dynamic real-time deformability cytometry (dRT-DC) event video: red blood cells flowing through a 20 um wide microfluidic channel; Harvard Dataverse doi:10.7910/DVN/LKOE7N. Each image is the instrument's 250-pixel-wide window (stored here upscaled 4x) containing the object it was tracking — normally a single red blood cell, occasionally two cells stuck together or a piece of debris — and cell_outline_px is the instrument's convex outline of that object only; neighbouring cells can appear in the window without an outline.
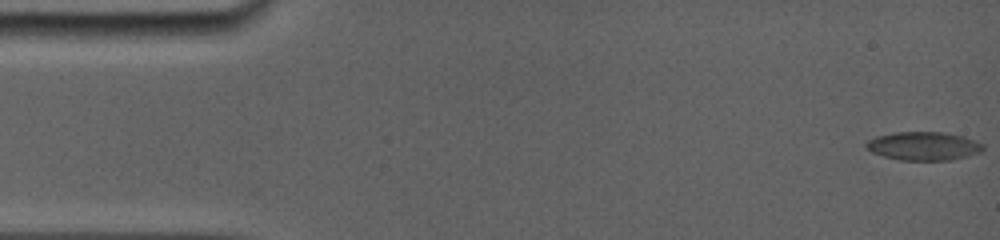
{"species": "common noctule bat (a hibernating species)", "species_latin": "Nyctalus noctula", "temperature_condition": "room temperature", "stored_images_in_passage": 17, "camera_frame_rate_fps": 5000, "um_per_image_px": 0.085, "animal": {"sex": "female", "body_mass_g": 19.0, "forearm_length_mm": 56.7}, "frame": {"image": 1, "passage_image": 1, "time_ms": 0.0, "image_size_px": [1000, 240], "cell_outline_px": [[984, 148], [980, 152], [952, 160], [900, 160], [884, 156], [872, 152], [864, 148], [864, 144], [868, 140], [876, 136], [896, 132], [944, 132], [964, 136], [984, 144]], "centroid_in_image_um": [78.49, 12.41], "position_along_channel_um": 6.5, "area_um2": 19.48}}
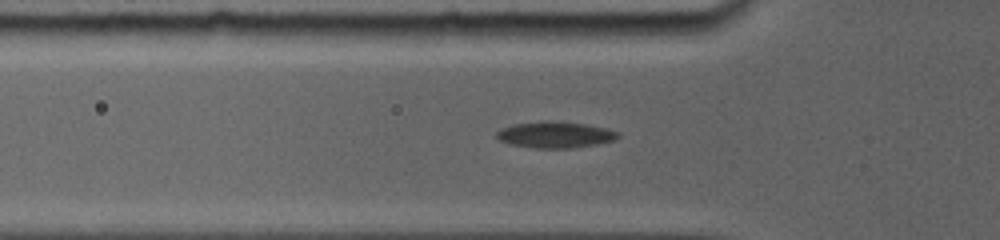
{"frame": {"image": 2, "passage_image": 15, "time_ms": 5.2, "image_size_px": [1000, 240], "cell_outline_px": [[620, 136], [616, 140], [596, 144], [572, 148], [536, 148], [508, 144], [500, 140], [496, 136], [496, 132], [512, 124], [540, 120], [552, 120], [584, 124], [608, 128], [620, 132]], "centroid_in_image_um": [47.21, 11.44], "position_along_channel_um": 78.6, "area_um2": 18.84}}
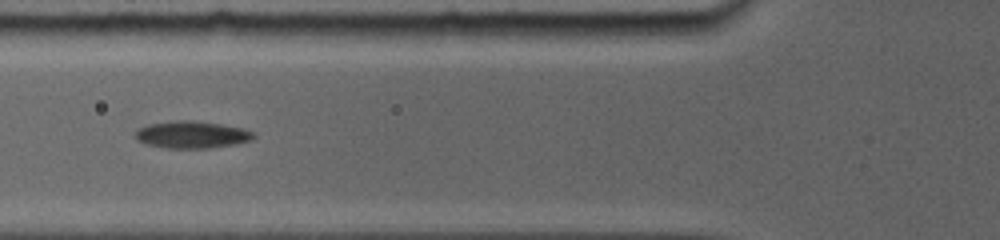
{"frame": {"image": 3, "passage_image": 17, "time_ms": 6.0, "image_size_px": [1000, 240], "cell_outline_px": [[256, 136], [252, 140], [236, 144], [212, 148], [168, 148], [148, 144], [136, 140], [136, 128], [148, 124], [172, 120], [196, 120], [244, 128], [252, 132]], "centroid_in_image_um": [16.31, 11.43], "position_along_channel_um": 109.5, "area_um2": 18.9}}